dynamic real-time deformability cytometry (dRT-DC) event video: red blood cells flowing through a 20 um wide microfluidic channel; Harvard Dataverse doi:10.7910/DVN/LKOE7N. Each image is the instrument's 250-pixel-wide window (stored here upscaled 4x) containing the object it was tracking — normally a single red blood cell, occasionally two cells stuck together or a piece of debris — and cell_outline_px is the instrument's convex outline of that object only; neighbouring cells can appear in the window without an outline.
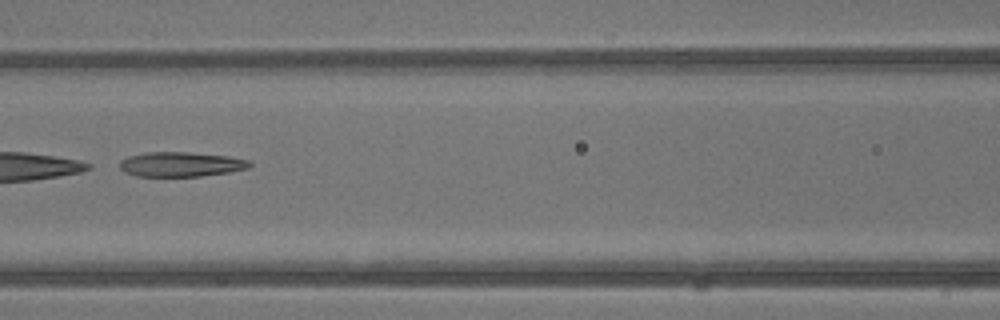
{"species": "common noctule bat (a hibernating species)", "species_latin": "Nyctalus noctula", "temperature_condition": "warm", "stored_images_in_passage": 40, "camera_frame_rate_fps": 3000, "um_per_image_px": 0.085, "animal": {"sex": "male", "body_mass_g": 13.3}, "frame": {"image": 1, "passage_image": 18, "time_ms": 5.667, "image_size_px": [1000, 320], "cell_outline_px": [[252, 164], [248, 168], [228, 172], [200, 176], [136, 176], [124, 172], [120, 168], [120, 160], [128, 156], [144, 152], [188, 152], [228, 156], [248, 160]], "centroid_in_image_um": [15.34, 13.96], "position_along_channel_um": 151.3, "area_um2": 18.67}}
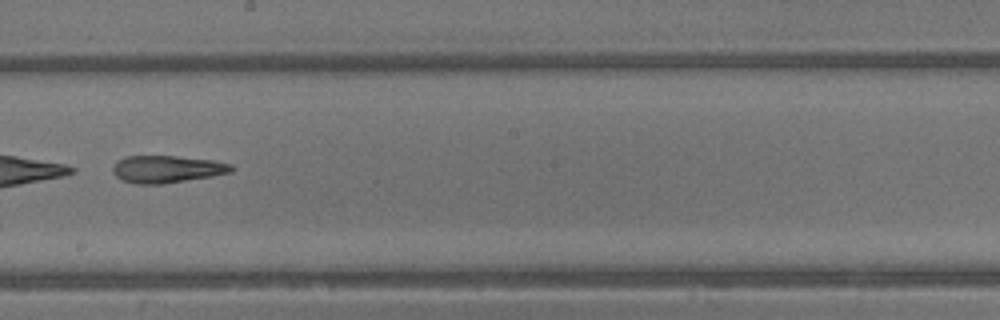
{"frame": {"image": 2, "passage_image": 23, "time_ms": 7.333, "image_size_px": [1000, 320], "cell_outline_px": [[236, 168], [232, 172], [212, 176], [160, 184], [136, 184], [120, 180], [112, 172], [112, 168], [116, 160], [124, 156], [176, 156], [212, 160], [232, 164]], "centroid_in_image_um": [14.16, 14.37], "position_along_channel_um": 234.0, "area_um2": 19.02}}